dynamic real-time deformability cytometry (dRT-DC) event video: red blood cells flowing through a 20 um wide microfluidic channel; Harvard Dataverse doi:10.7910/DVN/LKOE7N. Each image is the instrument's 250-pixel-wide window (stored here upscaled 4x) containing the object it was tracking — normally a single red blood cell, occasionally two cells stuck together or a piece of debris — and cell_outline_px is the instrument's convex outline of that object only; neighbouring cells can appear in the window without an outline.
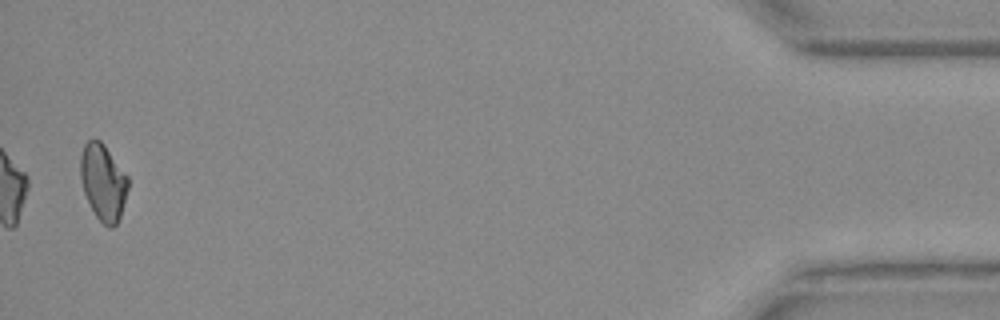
{"species": "Egyptian fruit bat (a non-hibernating species)", "species_latin": "Rousettus aegyptiacus", "temperature_condition": "warm", "stored_images_in_passage": 34, "camera_frame_rate_fps": 3000, "um_per_image_px": 0.085, "animal": {"sex": "female"}, "frame": {"image": 1, "passage_image": 34, "time_ms": 11.0, "image_size_px": [1000, 320], "cell_outline_px": [[128, 188], [120, 216], [116, 224], [112, 228], [108, 228], [96, 216], [84, 192], [80, 176], [80, 156], [84, 144], [88, 140], [100, 140], [104, 144], [128, 176]], "centroid_in_image_um": [8.76, 15.47], "position_along_channel_um": 426.4, "area_um2": 20.98}}